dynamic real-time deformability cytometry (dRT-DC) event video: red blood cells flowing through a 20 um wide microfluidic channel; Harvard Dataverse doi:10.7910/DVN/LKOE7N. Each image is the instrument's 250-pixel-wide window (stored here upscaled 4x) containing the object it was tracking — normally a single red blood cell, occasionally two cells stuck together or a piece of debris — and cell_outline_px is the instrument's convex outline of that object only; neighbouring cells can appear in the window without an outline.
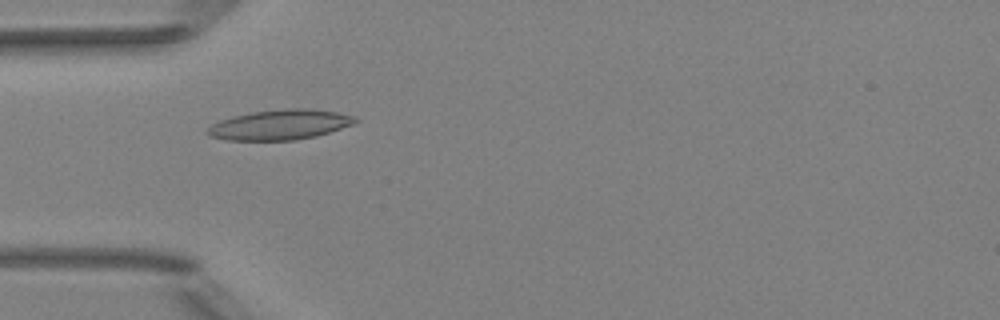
{"species": "Egyptian fruit bat (a non-hibernating species)", "species_latin": "Rousettus aegyptiacus", "temperature_condition": "room temperature", "stored_images_in_passage": 51, "camera_frame_rate_fps": 3000, "um_per_image_px": 0.085, "animal": {"sex": "female"}, "frame": {"image": 1, "passage_image": 16, "time_ms": 5.0, "image_size_px": [1000, 320], "cell_outline_px": [[360, 120], [352, 124], [316, 136], [296, 140], [228, 140], [208, 136], [204, 132], [212, 124], [220, 120], [232, 116], [252, 112], [292, 108], [312, 108], [336, 112], [356, 116]], "centroid_in_image_um": [23.78, 10.6], "position_along_channel_um": 61.2, "area_um2": 25.89}}
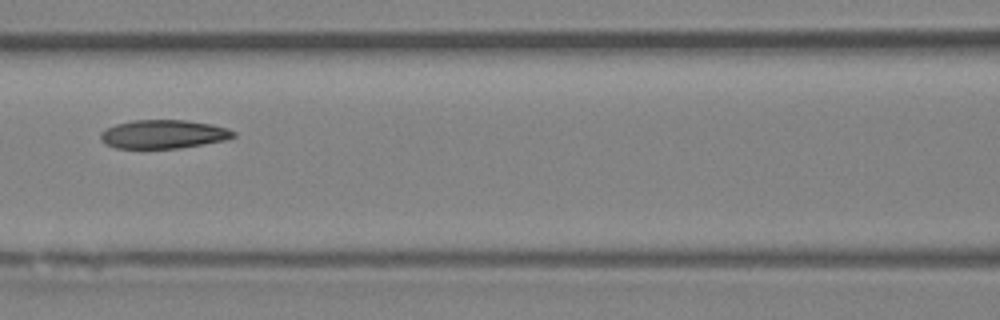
{"frame": {"image": 2, "passage_image": 23, "time_ms": 7.333, "image_size_px": [1000, 320], "cell_outline_px": [[236, 136], [224, 140], [204, 144], [180, 148], [116, 148], [104, 144], [100, 140], [100, 132], [116, 124], [132, 120], [188, 120], [212, 124], [228, 128], [236, 132]], "centroid_in_image_um": [13.89, 11.4], "position_along_channel_um": 152.7, "area_um2": 22.31}}
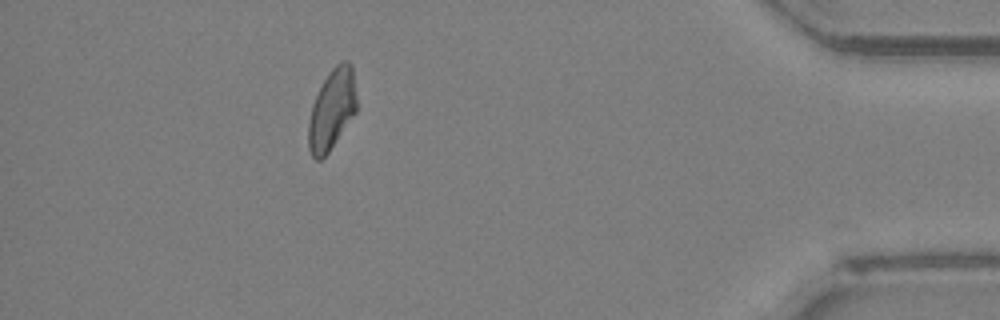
{"frame": {"image": 3, "passage_image": 46, "time_ms": 15.0, "image_size_px": [1000, 320], "cell_outline_px": [[356, 112], [328, 152], [320, 160], [316, 160], [312, 156], [308, 148], [308, 124], [312, 104], [328, 72], [336, 64], [344, 60], [348, 60], [352, 64], [356, 96]], "centroid_in_image_um": [28.2, 9.29], "position_along_channel_um": 407.0, "area_um2": 22.48}, "authors_computed_cell_mechanics": {"area_um2": 23.0044, "velocity_mm_per_s": 4.0019, "shape_relaxation_time_tau1_ms": null, "shape_relaxation_time_tau2_ms": 4.5455, "deformation_change_tau1": null, "deformation_change_tau2": 0.1068}}